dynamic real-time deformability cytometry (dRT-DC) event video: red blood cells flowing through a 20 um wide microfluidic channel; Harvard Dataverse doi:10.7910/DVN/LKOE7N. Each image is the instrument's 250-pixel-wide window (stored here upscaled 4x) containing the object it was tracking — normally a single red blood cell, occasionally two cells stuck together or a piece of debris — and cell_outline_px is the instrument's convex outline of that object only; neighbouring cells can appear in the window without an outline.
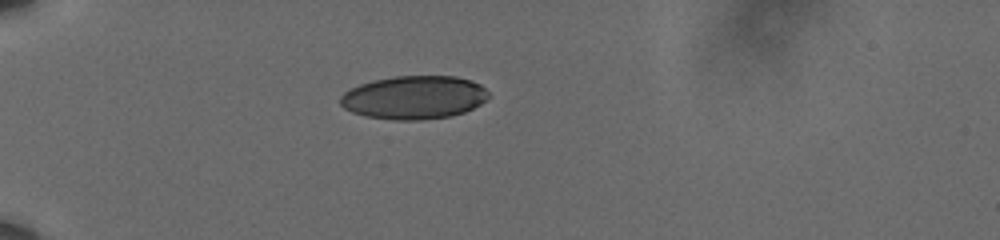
{"species": "human", "species_latin": "Homo sapiens", "temperature_condition": "cold", "stored_images_in_passage": 7, "camera_frame_rate_fps": 3000, "um_per_image_px": 0.085, "donor": {"sex": "male"}, "frame": {"image": 1, "passage_image": 1, "time_ms": 0.0, "image_size_px": [1000, 240], "cell_outline_px": [[488, 96], [480, 104], [464, 112], [452, 116], [424, 120], [392, 120], [364, 116], [352, 112], [344, 108], [340, 104], [340, 96], [344, 92], [360, 84], [372, 80], [396, 76], [456, 76], [472, 80], [480, 84], [488, 92]], "centroid_in_image_um": [35.18, 8.28], "position_along_channel_um": 49.8, "area_um2": 37.63}}
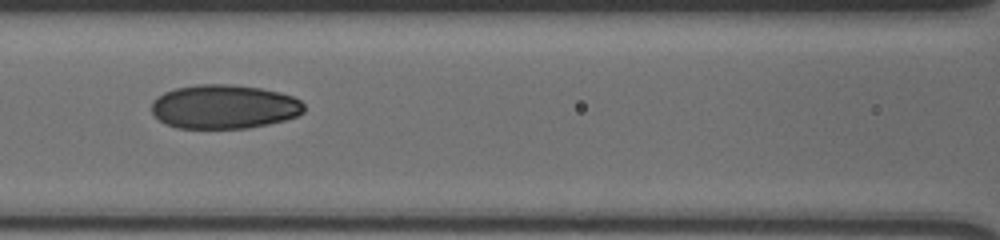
{"frame": {"image": 2, "passage_image": 5, "time_ms": 1.333, "image_size_px": [1000, 240], "cell_outline_px": [[304, 112], [296, 116], [284, 120], [268, 124], [248, 128], [176, 128], [164, 124], [152, 112], [152, 100], [156, 96], [164, 92], [176, 88], [196, 84], [228, 84], [260, 88], [280, 92], [292, 96], [300, 100], [304, 104]], "centroid_in_image_um": [19.03, 9.07], "position_along_channel_um": 147.6, "area_um2": 39.3}}
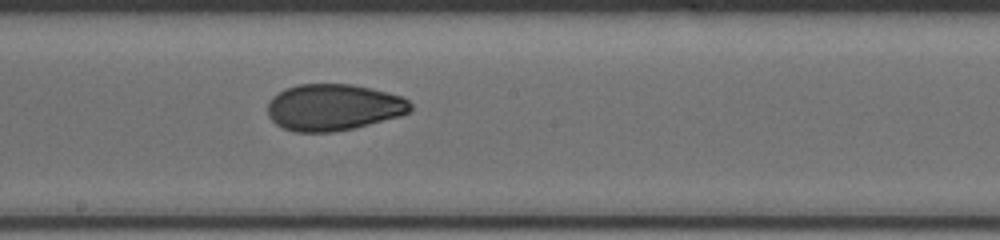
{"frame": {"image": 3, "passage_image": 7, "time_ms": 2.0, "image_size_px": [1000, 240], "cell_outline_px": [[412, 108], [408, 112], [400, 116], [352, 128], [332, 132], [296, 132], [284, 128], [276, 124], [268, 116], [268, 104], [272, 96], [284, 88], [296, 84], [352, 84], [372, 88], [404, 96], [412, 104]], "centroid_in_image_um": [28.34, 9.1], "position_along_channel_um": 219.9, "area_um2": 38.9}}